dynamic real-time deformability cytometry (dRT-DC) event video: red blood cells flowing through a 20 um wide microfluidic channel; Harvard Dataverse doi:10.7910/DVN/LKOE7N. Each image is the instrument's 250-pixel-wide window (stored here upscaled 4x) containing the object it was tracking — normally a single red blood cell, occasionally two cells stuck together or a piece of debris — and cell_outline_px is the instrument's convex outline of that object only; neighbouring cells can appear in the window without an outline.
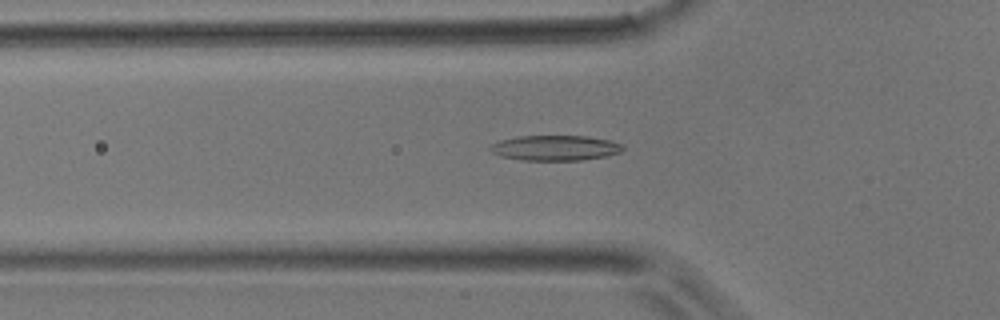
{"species": "common noctule bat (a hibernating species)", "species_latin": "Nyctalus noctula", "temperature_condition": "room temperature", "stored_images_in_passage": 43, "camera_frame_rate_fps": 3000, "um_per_image_px": 0.085, "animal": {"sex": "male", "body_mass_g": 17.9}, "frame": {"image": 1, "passage_image": 14, "time_ms": 4.333, "image_size_px": [1000, 320], "cell_outline_px": [[624, 148], [620, 152], [604, 156], [580, 160], [520, 160], [500, 156], [492, 152], [488, 148], [492, 144], [500, 140], [520, 136], [588, 136], [608, 140], [624, 144]], "centroid_in_image_um": [47.18, 12.57], "position_along_channel_um": 78.6, "area_um2": 19.42}}
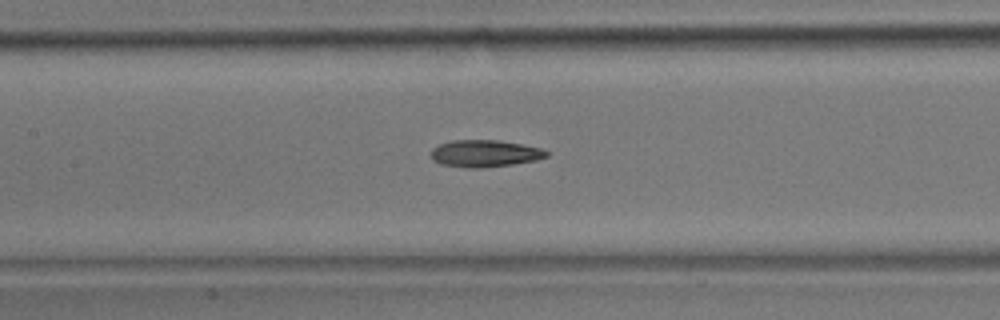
{"frame": {"image": 2, "passage_image": 20, "time_ms": 6.333, "image_size_px": [1000, 320], "cell_outline_px": [[548, 156], [536, 160], [512, 164], [484, 168], [468, 168], [440, 164], [432, 160], [432, 148], [440, 144], [452, 140], [500, 140], [540, 148], [548, 152]], "centroid_in_image_um": [41.19, 13.05], "position_along_channel_um": 166.2, "area_um2": 18.15}}
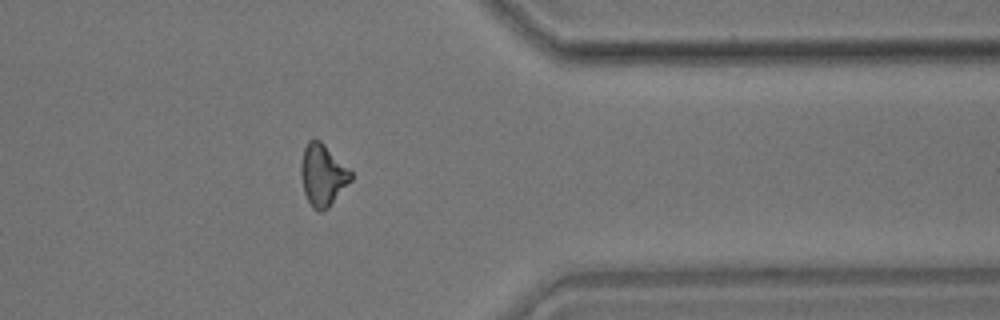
{"frame": {"image": 3, "passage_image": 36, "time_ms": 11.667, "image_size_px": [1000, 320], "cell_outline_px": [[352, 180], [328, 208], [320, 212], [316, 212], [312, 208], [304, 192], [300, 176], [300, 164], [304, 148], [308, 140], [320, 140], [352, 172]], "centroid_in_image_um": [27.41, 14.9], "position_along_channel_um": 384.0, "area_um2": 17.98}}